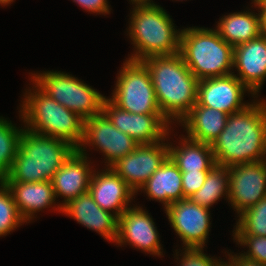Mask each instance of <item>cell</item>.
<instances>
[{
    "label": "cell",
    "mask_w": 266,
    "mask_h": 266,
    "mask_svg": "<svg viewBox=\"0 0 266 266\" xmlns=\"http://www.w3.org/2000/svg\"><path fill=\"white\" fill-rule=\"evenodd\" d=\"M77 149L69 142L23 130L11 170L3 182L52 181Z\"/></svg>",
    "instance_id": "obj_3"
},
{
    "label": "cell",
    "mask_w": 266,
    "mask_h": 266,
    "mask_svg": "<svg viewBox=\"0 0 266 266\" xmlns=\"http://www.w3.org/2000/svg\"><path fill=\"white\" fill-rule=\"evenodd\" d=\"M88 144L104 154L107 167L132 153L139 145L132 137L118 130L103 112L84 120L83 138L77 151L85 154L84 147Z\"/></svg>",
    "instance_id": "obj_9"
},
{
    "label": "cell",
    "mask_w": 266,
    "mask_h": 266,
    "mask_svg": "<svg viewBox=\"0 0 266 266\" xmlns=\"http://www.w3.org/2000/svg\"><path fill=\"white\" fill-rule=\"evenodd\" d=\"M102 112L118 130L132 137L139 145L164 141L169 135L171 122L162 114L127 112L118 108L108 98L104 100Z\"/></svg>",
    "instance_id": "obj_11"
},
{
    "label": "cell",
    "mask_w": 266,
    "mask_h": 266,
    "mask_svg": "<svg viewBox=\"0 0 266 266\" xmlns=\"http://www.w3.org/2000/svg\"><path fill=\"white\" fill-rule=\"evenodd\" d=\"M75 3L79 4L80 7L84 8L88 12L99 13V14H109V4L107 0H73Z\"/></svg>",
    "instance_id": "obj_32"
},
{
    "label": "cell",
    "mask_w": 266,
    "mask_h": 266,
    "mask_svg": "<svg viewBox=\"0 0 266 266\" xmlns=\"http://www.w3.org/2000/svg\"><path fill=\"white\" fill-rule=\"evenodd\" d=\"M219 266H233L231 263H230V261L229 262H224V261H222L220 264H219Z\"/></svg>",
    "instance_id": "obj_38"
},
{
    "label": "cell",
    "mask_w": 266,
    "mask_h": 266,
    "mask_svg": "<svg viewBox=\"0 0 266 266\" xmlns=\"http://www.w3.org/2000/svg\"><path fill=\"white\" fill-rule=\"evenodd\" d=\"M245 91L250 92L234 73L202 79L198 82L195 105L217 109L228 115L234 114L249 105L242 102Z\"/></svg>",
    "instance_id": "obj_14"
},
{
    "label": "cell",
    "mask_w": 266,
    "mask_h": 266,
    "mask_svg": "<svg viewBox=\"0 0 266 266\" xmlns=\"http://www.w3.org/2000/svg\"><path fill=\"white\" fill-rule=\"evenodd\" d=\"M33 84L35 89L33 92L31 89L26 91L19 111L27 125L24 128L36 134L65 140L77 149L83 138L84 119Z\"/></svg>",
    "instance_id": "obj_4"
},
{
    "label": "cell",
    "mask_w": 266,
    "mask_h": 266,
    "mask_svg": "<svg viewBox=\"0 0 266 266\" xmlns=\"http://www.w3.org/2000/svg\"><path fill=\"white\" fill-rule=\"evenodd\" d=\"M234 240L240 246H248L249 250L242 255L246 256L249 259L259 261L263 264H266V236H257V235H233Z\"/></svg>",
    "instance_id": "obj_29"
},
{
    "label": "cell",
    "mask_w": 266,
    "mask_h": 266,
    "mask_svg": "<svg viewBox=\"0 0 266 266\" xmlns=\"http://www.w3.org/2000/svg\"><path fill=\"white\" fill-rule=\"evenodd\" d=\"M179 54L200 81L232 74L234 47L217 30L189 27L181 30Z\"/></svg>",
    "instance_id": "obj_6"
},
{
    "label": "cell",
    "mask_w": 266,
    "mask_h": 266,
    "mask_svg": "<svg viewBox=\"0 0 266 266\" xmlns=\"http://www.w3.org/2000/svg\"><path fill=\"white\" fill-rule=\"evenodd\" d=\"M216 165L263 161L266 156V101L249 103L228 115L225 128L211 144Z\"/></svg>",
    "instance_id": "obj_1"
},
{
    "label": "cell",
    "mask_w": 266,
    "mask_h": 266,
    "mask_svg": "<svg viewBox=\"0 0 266 266\" xmlns=\"http://www.w3.org/2000/svg\"><path fill=\"white\" fill-rule=\"evenodd\" d=\"M132 4L136 5H155L151 0H130Z\"/></svg>",
    "instance_id": "obj_35"
},
{
    "label": "cell",
    "mask_w": 266,
    "mask_h": 266,
    "mask_svg": "<svg viewBox=\"0 0 266 266\" xmlns=\"http://www.w3.org/2000/svg\"><path fill=\"white\" fill-rule=\"evenodd\" d=\"M149 199L162 202L164 208L184 199L182 172L168 157L157 171L141 186Z\"/></svg>",
    "instance_id": "obj_21"
},
{
    "label": "cell",
    "mask_w": 266,
    "mask_h": 266,
    "mask_svg": "<svg viewBox=\"0 0 266 266\" xmlns=\"http://www.w3.org/2000/svg\"><path fill=\"white\" fill-rule=\"evenodd\" d=\"M163 142L140 144L111 166L135 193L169 157L168 144Z\"/></svg>",
    "instance_id": "obj_12"
},
{
    "label": "cell",
    "mask_w": 266,
    "mask_h": 266,
    "mask_svg": "<svg viewBox=\"0 0 266 266\" xmlns=\"http://www.w3.org/2000/svg\"><path fill=\"white\" fill-rule=\"evenodd\" d=\"M266 196V165L263 161L229 167V195L232 207L241 214Z\"/></svg>",
    "instance_id": "obj_13"
},
{
    "label": "cell",
    "mask_w": 266,
    "mask_h": 266,
    "mask_svg": "<svg viewBox=\"0 0 266 266\" xmlns=\"http://www.w3.org/2000/svg\"><path fill=\"white\" fill-rule=\"evenodd\" d=\"M10 189L16 208L27 223L33 215L55 204V192L51 181L43 182H4Z\"/></svg>",
    "instance_id": "obj_20"
},
{
    "label": "cell",
    "mask_w": 266,
    "mask_h": 266,
    "mask_svg": "<svg viewBox=\"0 0 266 266\" xmlns=\"http://www.w3.org/2000/svg\"><path fill=\"white\" fill-rule=\"evenodd\" d=\"M263 162L265 163V165H266V156H265V158L263 159Z\"/></svg>",
    "instance_id": "obj_39"
},
{
    "label": "cell",
    "mask_w": 266,
    "mask_h": 266,
    "mask_svg": "<svg viewBox=\"0 0 266 266\" xmlns=\"http://www.w3.org/2000/svg\"><path fill=\"white\" fill-rule=\"evenodd\" d=\"M253 4H265L266 3V0H252Z\"/></svg>",
    "instance_id": "obj_37"
},
{
    "label": "cell",
    "mask_w": 266,
    "mask_h": 266,
    "mask_svg": "<svg viewBox=\"0 0 266 266\" xmlns=\"http://www.w3.org/2000/svg\"><path fill=\"white\" fill-rule=\"evenodd\" d=\"M23 130L0 117V180H3L11 170Z\"/></svg>",
    "instance_id": "obj_26"
},
{
    "label": "cell",
    "mask_w": 266,
    "mask_h": 266,
    "mask_svg": "<svg viewBox=\"0 0 266 266\" xmlns=\"http://www.w3.org/2000/svg\"><path fill=\"white\" fill-rule=\"evenodd\" d=\"M179 146L168 144L169 157L181 172L210 171L215 165L210 144L182 138Z\"/></svg>",
    "instance_id": "obj_23"
},
{
    "label": "cell",
    "mask_w": 266,
    "mask_h": 266,
    "mask_svg": "<svg viewBox=\"0 0 266 266\" xmlns=\"http://www.w3.org/2000/svg\"><path fill=\"white\" fill-rule=\"evenodd\" d=\"M233 67L237 78L256 96L266 79V36L234 46Z\"/></svg>",
    "instance_id": "obj_17"
},
{
    "label": "cell",
    "mask_w": 266,
    "mask_h": 266,
    "mask_svg": "<svg viewBox=\"0 0 266 266\" xmlns=\"http://www.w3.org/2000/svg\"><path fill=\"white\" fill-rule=\"evenodd\" d=\"M32 81L49 97L82 119L102 113L105 96L70 74L47 71L31 75Z\"/></svg>",
    "instance_id": "obj_7"
},
{
    "label": "cell",
    "mask_w": 266,
    "mask_h": 266,
    "mask_svg": "<svg viewBox=\"0 0 266 266\" xmlns=\"http://www.w3.org/2000/svg\"><path fill=\"white\" fill-rule=\"evenodd\" d=\"M227 119L225 112L194 105L179 123L186 128L187 138L211 145L225 128Z\"/></svg>",
    "instance_id": "obj_22"
},
{
    "label": "cell",
    "mask_w": 266,
    "mask_h": 266,
    "mask_svg": "<svg viewBox=\"0 0 266 266\" xmlns=\"http://www.w3.org/2000/svg\"><path fill=\"white\" fill-rule=\"evenodd\" d=\"M62 213L78 223L98 232L104 239L115 242L118 234V218L94 201L89 191L71 199L62 206Z\"/></svg>",
    "instance_id": "obj_18"
},
{
    "label": "cell",
    "mask_w": 266,
    "mask_h": 266,
    "mask_svg": "<svg viewBox=\"0 0 266 266\" xmlns=\"http://www.w3.org/2000/svg\"><path fill=\"white\" fill-rule=\"evenodd\" d=\"M11 2H13V0H0V5H9Z\"/></svg>",
    "instance_id": "obj_36"
},
{
    "label": "cell",
    "mask_w": 266,
    "mask_h": 266,
    "mask_svg": "<svg viewBox=\"0 0 266 266\" xmlns=\"http://www.w3.org/2000/svg\"><path fill=\"white\" fill-rule=\"evenodd\" d=\"M229 198V167L215 165L205 179L203 186L189 197V199L206 208L217 203L225 196Z\"/></svg>",
    "instance_id": "obj_25"
},
{
    "label": "cell",
    "mask_w": 266,
    "mask_h": 266,
    "mask_svg": "<svg viewBox=\"0 0 266 266\" xmlns=\"http://www.w3.org/2000/svg\"><path fill=\"white\" fill-rule=\"evenodd\" d=\"M115 85L109 100L118 108L135 114H162L150 72L142 61L127 59Z\"/></svg>",
    "instance_id": "obj_8"
},
{
    "label": "cell",
    "mask_w": 266,
    "mask_h": 266,
    "mask_svg": "<svg viewBox=\"0 0 266 266\" xmlns=\"http://www.w3.org/2000/svg\"><path fill=\"white\" fill-rule=\"evenodd\" d=\"M238 217L233 235L266 236V196Z\"/></svg>",
    "instance_id": "obj_27"
},
{
    "label": "cell",
    "mask_w": 266,
    "mask_h": 266,
    "mask_svg": "<svg viewBox=\"0 0 266 266\" xmlns=\"http://www.w3.org/2000/svg\"><path fill=\"white\" fill-rule=\"evenodd\" d=\"M87 154H81L77 150L56 171L52 178L55 197H64V202L58 204L56 210L62 212V206L80 194L89 191L92 170Z\"/></svg>",
    "instance_id": "obj_19"
},
{
    "label": "cell",
    "mask_w": 266,
    "mask_h": 266,
    "mask_svg": "<svg viewBox=\"0 0 266 266\" xmlns=\"http://www.w3.org/2000/svg\"><path fill=\"white\" fill-rule=\"evenodd\" d=\"M129 36L135 53L128 59L142 61L148 57L179 53L181 31L175 29L169 14L159 5L134 6Z\"/></svg>",
    "instance_id": "obj_5"
},
{
    "label": "cell",
    "mask_w": 266,
    "mask_h": 266,
    "mask_svg": "<svg viewBox=\"0 0 266 266\" xmlns=\"http://www.w3.org/2000/svg\"><path fill=\"white\" fill-rule=\"evenodd\" d=\"M209 171L182 172L184 199L197 192L204 184Z\"/></svg>",
    "instance_id": "obj_31"
},
{
    "label": "cell",
    "mask_w": 266,
    "mask_h": 266,
    "mask_svg": "<svg viewBox=\"0 0 266 266\" xmlns=\"http://www.w3.org/2000/svg\"><path fill=\"white\" fill-rule=\"evenodd\" d=\"M179 266H219L220 259L210 258L203 249H185Z\"/></svg>",
    "instance_id": "obj_30"
},
{
    "label": "cell",
    "mask_w": 266,
    "mask_h": 266,
    "mask_svg": "<svg viewBox=\"0 0 266 266\" xmlns=\"http://www.w3.org/2000/svg\"><path fill=\"white\" fill-rule=\"evenodd\" d=\"M155 222L147 211L139 206L129 207L118 218V234L115 243H129L144 252L161 256V244Z\"/></svg>",
    "instance_id": "obj_15"
},
{
    "label": "cell",
    "mask_w": 266,
    "mask_h": 266,
    "mask_svg": "<svg viewBox=\"0 0 266 266\" xmlns=\"http://www.w3.org/2000/svg\"><path fill=\"white\" fill-rule=\"evenodd\" d=\"M216 30L233 47L256 39L261 35L260 13L254 14L248 10L223 16Z\"/></svg>",
    "instance_id": "obj_24"
},
{
    "label": "cell",
    "mask_w": 266,
    "mask_h": 266,
    "mask_svg": "<svg viewBox=\"0 0 266 266\" xmlns=\"http://www.w3.org/2000/svg\"><path fill=\"white\" fill-rule=\"evenodd\" d=\"M209 210L189 198L173 202L165 208L171 226L183 241V249L204 248L211 225Z\"/></svg>",
    "instance_id": "obj_10"
},
{
    "label": "cell",
    "mask_w": 266,
    "mask_h": 266,
    "mask_svg": "<svg viewBox=\"0 0 266 266\" xmlns=\"http://www.w3.org/2000/svg\"><path fill=\"white\" fill-rule=\"evenodd\" d=\"M25 223L20 216L10 189L0 180V237Z\"/></svg>",
    "instance_id": "obj_28"
},
{
    "label": "cell",
    "mask_w": 266,
    "mask_h": 266,
    "mask_svg": "<svg viewBox=\"0 0 266 266\" xmlns=\"http://www.w3.org/2000/svg\"><path fill=\"white\" fill-rule=\"evenodd\" d=\"M254 6L261 10H258L260 12L261 35L266 36V3L254 4Z\"/></svg>",
    "instance_id": "obj_34"
},
{
    "label": "cell",
    "mask_w": 266,
    "mask_h": 266,
    "mask_svg": "<svg viewBox=\"0 0 266 266\" xmlns=\"http://www.w3.org/2000/svg\"><path fill=\"white\" fill-rule=\"evenodd\" d=\"M229 258L228 260L231 261L230 263L233 266H266V264H263L259 261L253 260V259H249L246 256L242 255V254H237V255H231L228 253Z\"/></svg>",
    "instance_id": "obj_33"
},
{
    "label": "cell",
    "mask_w": 266,
    "mask_h": 266,
    "mask_svg": "<svg viewBox=\"0 0 266 266\" xmlns=\"http://www.w3.org/2000/svg\"><path fill=\"white\" fill-rule=\"evenodd\" d=\"M89 192L100 208L110 213L113 210L112 213L117 218L129 208L128 203L135 195V192L111 167L102 172L95 173L93 170Z\"/></svg>",
    "instance_id": "obj_16"
},
{
    "label": "cell",
    "mask_w": 266,
    "mask_h": 266,
    "mask_svg": "<svg viewBox=\"0 0 266 266\" xmlns=\"http://www.w3.org/2000/svg\"><path fill=\"white\" fill-rule=\"evenodd\" d=\"M142 62L150 72L162 115L169 122H180L197 102L199 80L179 53L148 57Z\"/></svg>",
    "instance_id": "obj_2"
}]
</instances>
